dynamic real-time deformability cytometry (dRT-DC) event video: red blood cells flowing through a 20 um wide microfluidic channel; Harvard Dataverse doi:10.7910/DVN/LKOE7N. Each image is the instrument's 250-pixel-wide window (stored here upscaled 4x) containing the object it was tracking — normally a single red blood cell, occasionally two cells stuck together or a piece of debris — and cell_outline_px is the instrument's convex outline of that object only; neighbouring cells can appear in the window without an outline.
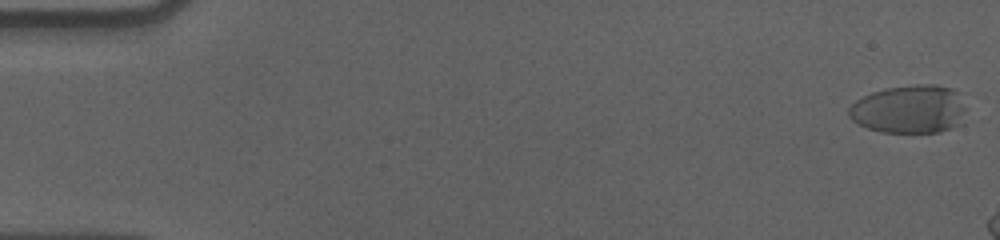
{"species": "human", "species_latin": "Homo sapiens", "temperature_condition": "cold", "stored_images_in_passage": 12, "camera_frame_rate_fps": 3000, "um_per_image_px": 0.085, "donor": {"sex": "male"}, "frame": {"image": 1, "passage_image": 1, "time_ms": 0.0, "image_size_px": [1000, 240], "cell_outline_px": [[964, 124], [940, 132], [880, 132], [868, 128], [852, 120], [848, 116], [848, 108], [856, 100], [872, 92], [888, 88], [916, 84], [936, 84], [952, 88], [956, 92], [964, 108]], "centroid_in_image_um": [77.3, 9.29], "position_along_channel_um": 7.7, "area_um2": 33.06}}